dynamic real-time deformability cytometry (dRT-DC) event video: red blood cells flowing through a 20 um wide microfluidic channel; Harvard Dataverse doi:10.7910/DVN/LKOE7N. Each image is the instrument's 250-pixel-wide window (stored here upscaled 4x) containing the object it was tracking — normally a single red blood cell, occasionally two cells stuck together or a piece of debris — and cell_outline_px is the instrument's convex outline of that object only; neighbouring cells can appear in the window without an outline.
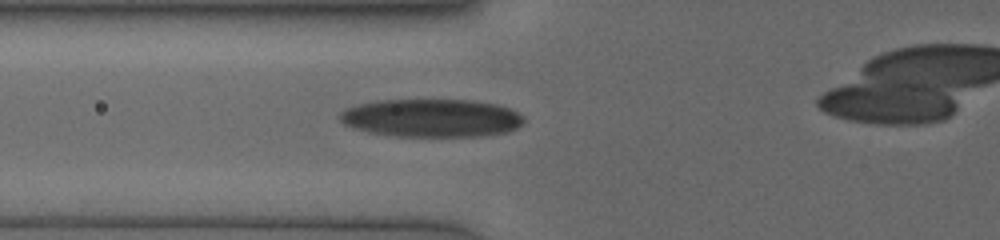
{"species": "human", "species_latin": "Homo sapiens", "temperature_condition": "cold", "stored_images_in_passage": 16, "camera_frame_rate_fps": 3000, "um_per_image_px": 0.085, "donor": {"sex": "female"}, "frame": {"image": 1, "passage_image": 14, "time_ms": 7.667, "image_size_px": [1000, 240], "cell_outline_px": [[524, 124], [508, 132], [480, 136], [396, 136], [368, 132], [344, 124], [340, 120], [340, 112], [344, 108], [360, 104], [380, 100], [472, 100], [496, 104], [508, 108], [524, 116]], "centroid_in_image_um": [36.69, 10.03], "position_along_channel_um": 89.1, "area_um2": 40.81}}
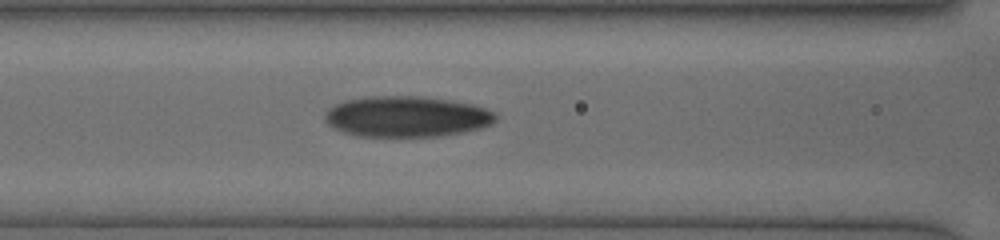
{"frame": {"image": 2, "passage_image": 16, "time_ms": 8.667, "image_size_px": [1000, 240], "cell_outline_px": [[496, 120], [492, 124], [480, 128], [460, 132], [436, 136], [356, 136], [332, 128], [324, 120], [324, 112], [328, 108], [344, 100], [364, 96], [424, 96], [472, 104], [484, 108], [492, 112], [496, 116]], "centroid_in_image_um": [34.49, 9.9], "position_along_channel_um": 132.1, "area_um2": 40.63}}